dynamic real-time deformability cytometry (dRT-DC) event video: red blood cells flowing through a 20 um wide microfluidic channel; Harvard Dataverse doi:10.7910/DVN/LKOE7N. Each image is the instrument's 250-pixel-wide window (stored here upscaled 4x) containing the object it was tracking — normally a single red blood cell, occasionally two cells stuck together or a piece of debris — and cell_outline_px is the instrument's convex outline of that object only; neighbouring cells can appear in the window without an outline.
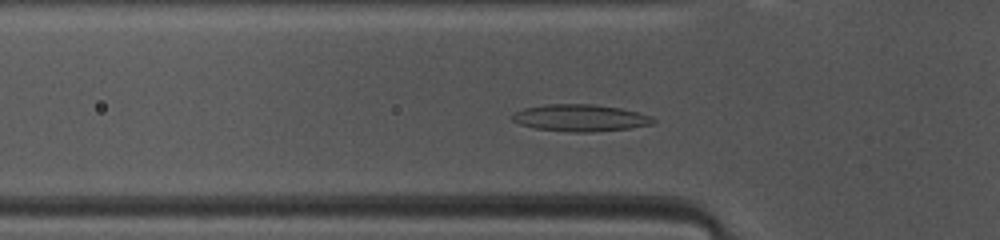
{"species": "common noctule bat (a hibernating species)", "species_latin": "Nyctalus noctula", "temperature_condition": "warm", "stored_images_in_passage": 38, "camera_frame_rate_fps": 3000, "um_per_image_px": 0.085, "animal": {"sex": "female", "body_mass_g": 10.0, "forearm_length_mm": 53.1}, "frame": {"image": 1, "passage_image": 5, "time_ms": 1.333, "image_size_px": [1000, 240], "cell_outline_px": [[656, 120], [652, 124], [628, 128], [592, 132], [572, 132], [536, 128], [520, 124], [512, 120], [512, 116], [516, 112], [524, 108], [548, 104], [592, 104], [620, 108], [652, 116]], "centroid_in_image_um": [49.33, 10.02], "position_along_channel_um": 76.5, "area_um2": 21.85}}
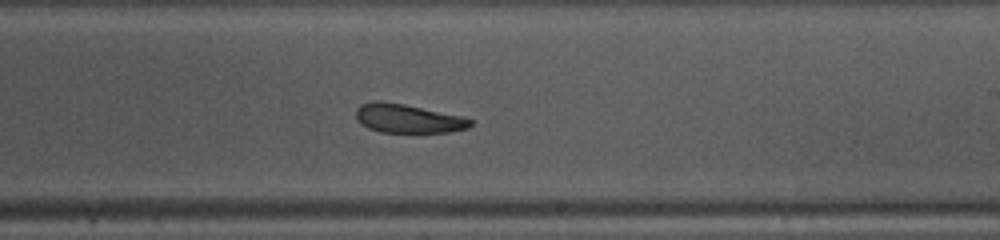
{"frame": {"image": 2, "passage_image": 18, "time_ms": 5.667, "image_size_px": [1000, 240], "cell_outline_px": [[472, 124], [468, 128], [448, 132], [380, 132], [368, 128], [356, 116], [356, 108], [360, 104], [372, 100], [380, 100], [404, 104], [460, 116], [472, 120]], "centroid_in_image_um": [34.64, 10.06], "position_along_channel_um": 254.4, "area_um2": 19.02}}
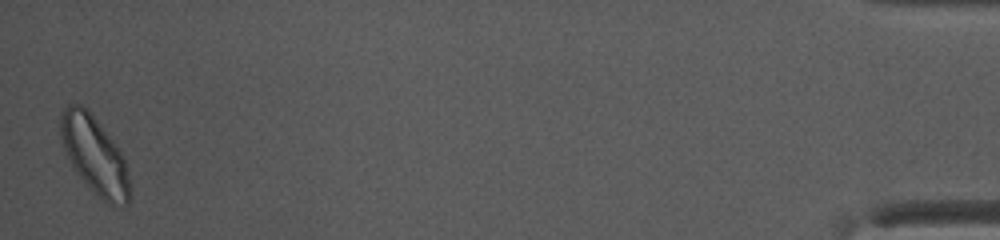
{"frame": {"image": 3, "passage_image": 38, "time_ms": 12.333, "image_size_px": [1000, 240], "cell_outline_px": [[132, 192], [128, 204], [124, 208], [108, 204], [76, 172], [64, 148], [60, 136], [60, 112], [68, 104], [80, 104], [88, 108], [112, 140], [120, 152], [124, 160], [132, 188]], "centroid_in_image_um": [8.06, 13.19], "position_along_channel_um": 427.1, "area_um2": 31.04}, "authors_computed_cell_mechanics": {"area_um2": 20.8658, "velocity_mm_per_s": 4.0826, "shape_relaxation_time_tau1_ms": 4.7661, "shape_relaxation_time_tau2_ms": 4.466, "deformation_change_tau1": 0.1473, "deformation_change_tau2": 0.1318}}